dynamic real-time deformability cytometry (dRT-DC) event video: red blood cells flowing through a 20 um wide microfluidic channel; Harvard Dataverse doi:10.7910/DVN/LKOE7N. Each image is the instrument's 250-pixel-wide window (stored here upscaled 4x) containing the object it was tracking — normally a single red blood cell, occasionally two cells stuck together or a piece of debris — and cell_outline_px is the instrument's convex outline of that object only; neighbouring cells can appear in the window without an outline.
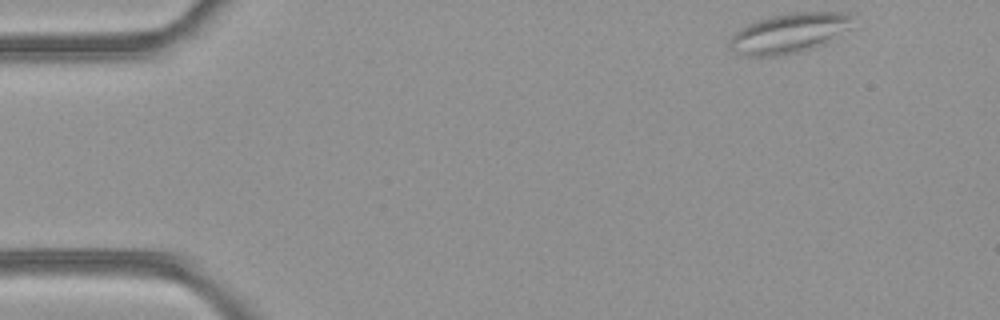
{"species": "common noctule bat (a hibernating species)", "species_latin": "Nyctalus noctula", "temperature_condition": "room temperature", "stored_images_in_passage": 48, "camera_frame_rate_fps": 3000, "um_per_image_px": 0.085, "animal": {"sex": "female", "body_mass_g": 21.9}, "frame": {"image": 1, "passage_image": 1, "time_ms": 0.0, "image_size_px": [1000, 320], "cell_outline_px": [[852, 16], [848, 28], [824, 44], [800, 52], [776, 56], [744, 56], [736, 52], [728, 44], [728, 40], [740, 28], [756, 20], [788, 12], [844, 12]], "centroid_in_image_um": [67.02, 2.82], "position_along_channel_um": 18.0, "area_um2": 28.32}}
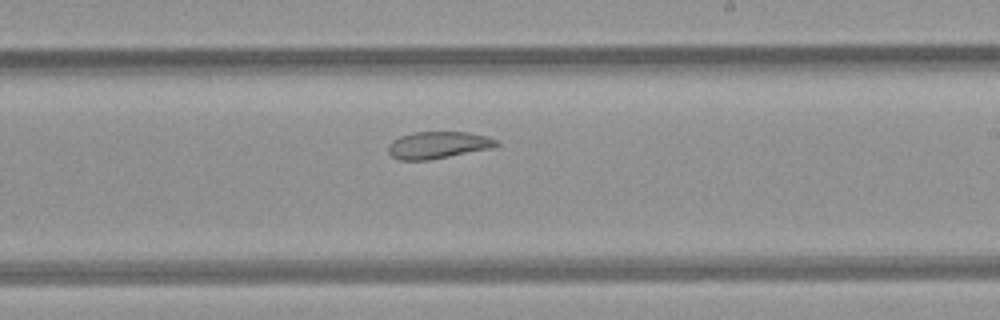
{"frame": {"image": 2, "passage_image": 26, "time_ms": 8.333, "image_size_px": [1000, 320], "cell_outline_px": [[500, 144], [492, 148], [428, 160], [400, 160], [392, 156], [388, 152], [388, 144], [392, 140], [400, 136], [416, 132], [468, 132], [488, 136], [500, 140]], "centroid_in_image_um": [37.26, 12.32], "position_along_channel_um": 251.7, "area_um2": 17.11}}
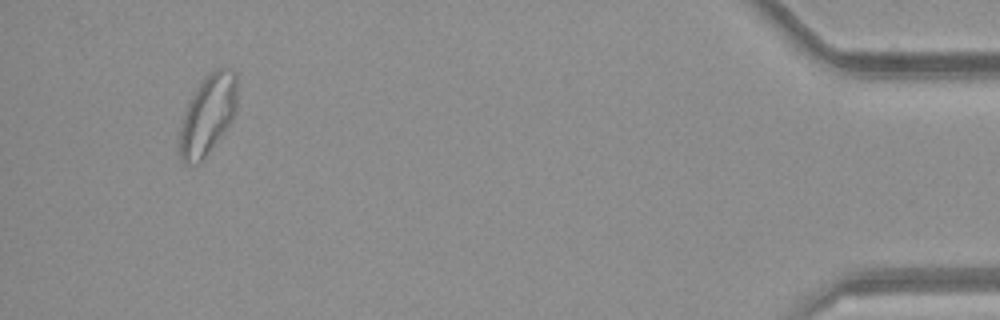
{"frame": {"image": 3, "passage_image": 44, "time_ms": 14.333, "image_size_px": [1000, 320], "cell_outline_px": [[236, 112], [228, 128], [208, 152], [196, 164], [184, 164], [180, 160], [180, 128], [184, 112], [200, 80], [212, 68], [228, 64], [236, 72]], "centroid_in_image_um": [17.69, 9.66], "position_along_channel_um": 417.5, "area_um2": 27.22}, "authors_computed_cell_mechanics": {"area_um2": 23.12, "velocity_mm_per_s": 4.0715, "shape_relaxation_time_tau1_ms": null, "shape_relaxation_time_tau2_ms": 5.431, "deformation_change_tau1": null, "deformation_change_tau2": 0.1106}}